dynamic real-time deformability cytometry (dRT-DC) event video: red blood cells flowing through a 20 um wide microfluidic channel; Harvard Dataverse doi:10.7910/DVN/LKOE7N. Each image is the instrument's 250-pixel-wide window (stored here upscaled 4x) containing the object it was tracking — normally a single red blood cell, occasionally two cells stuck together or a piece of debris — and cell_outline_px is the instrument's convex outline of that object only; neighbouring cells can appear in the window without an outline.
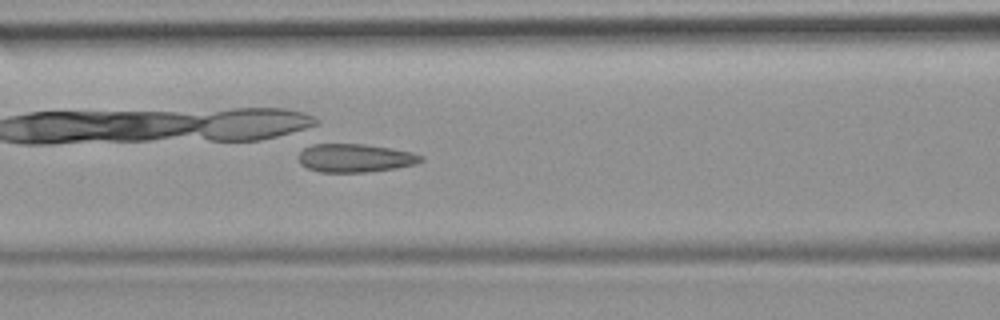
{"species": "common noctule bat (a hibernating species)", "species_latin": "Nyctalus noctula", "temperature_condition": "room temperature", "stored_images_in_passage": 20, "camera_frame_rate_fps": 3000, "um_per_image_px": 0.085, "animal": {"sex": "female", "body_mass_g": 19.9}, "frame": {"image": 1, "passage_image": 20, "time_ms": 6.333, "image_size_px": [1000, 320], "cell_outline_px": [[424, 160], [416, 164], [396, 168], [368, 172], [320, 172], [308, 168], [300, 164], [300, 152], [304, 148], [312, 144], [364, 144], [392, 148], [412, 152], [424, 156]], "centroid_in_image_um": [30.23, 13.43], "position_along_channel_um": 136.4, "area_um2": 20.29}}